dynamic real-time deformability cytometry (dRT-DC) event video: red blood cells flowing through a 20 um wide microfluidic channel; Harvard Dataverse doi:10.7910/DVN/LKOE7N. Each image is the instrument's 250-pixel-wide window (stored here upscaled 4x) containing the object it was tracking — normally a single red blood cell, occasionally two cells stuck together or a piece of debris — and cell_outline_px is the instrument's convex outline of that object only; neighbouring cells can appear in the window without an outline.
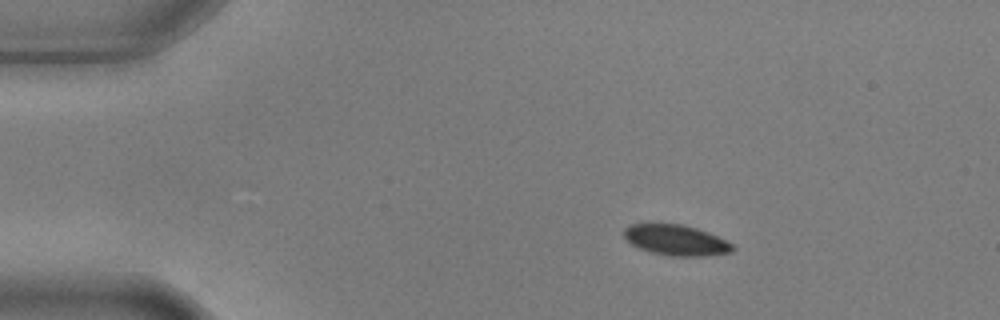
{"species": "common noctule bat (a hibernating species)", "species_latin": "Nyctalus noctula", "temperature_condition": "warm", "stored_images_in_passage": 3, "camera_frame_rate_fps": 3000, "um_per_image_px": 0.085, "animal": {"sex": "male", "body_mass_g": 17.9, "forearm_length_mm": 54.2}, "frame": {"image": 1, "passage_image": 1, "time_ms": 0.0, "image_size_px": [1000, 320], "cell_outline_px": [[736, 248], [732, 252], [708, 256], [672, 256], [652, 252], [640, 248], [632, 244], [624, 236], [624, 228], [628, 224], [680, 224], [696, 228], [708, 232], [732, 244]], "centroid_in_image_um": [57.48, 20.41], "position_along_channel_um": 27.5, "area_um2": 19.19}}
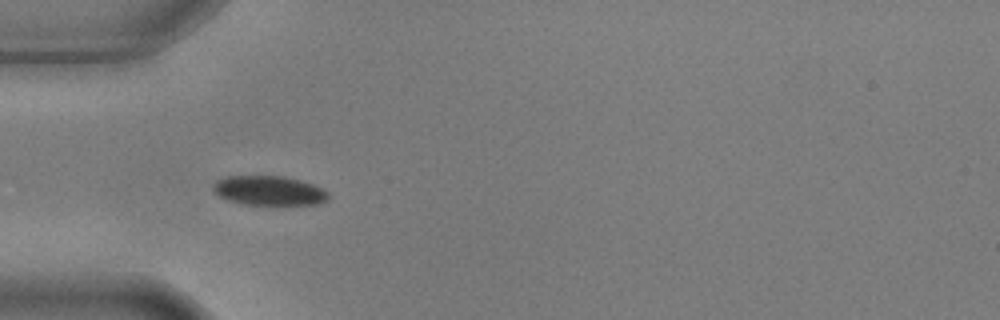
{"frame": {"image": 2, "passage_image": 3, "time_ms": 0.667, "image_size_px": [1000, 320], "cell_outline_px": [[332, 196], [328, 200], [320, 204], [240, 204], [228, 200], [220, 196], [212, 188], [212, 184], [216, 180], [228, 176], [284, 176], [300, 180], [324, 188]], "centroid_in_image_um": [22.91, 16.2], "position_along_channel_um": 62.1, "area_um2": 19.88}}